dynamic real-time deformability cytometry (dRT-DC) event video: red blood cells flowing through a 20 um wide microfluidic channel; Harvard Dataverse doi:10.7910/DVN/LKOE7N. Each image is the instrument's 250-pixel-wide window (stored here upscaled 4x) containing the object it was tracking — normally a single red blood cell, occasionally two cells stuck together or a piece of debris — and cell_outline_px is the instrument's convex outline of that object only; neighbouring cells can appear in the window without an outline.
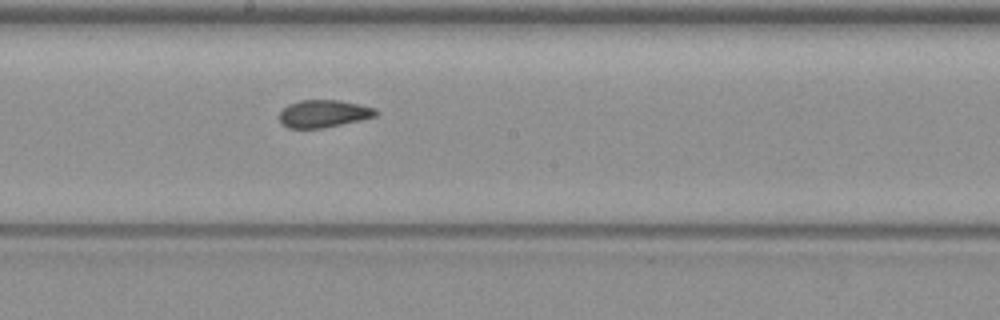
{"species": "common noctule bat (a hibernating species)", "species_latin": "Nyctalus noctula", "temperature_condition": "warm", "stored_images_in_passage": 10, "camera_frame_rate_fps": 3000, "um_per_image_px": 0.085, "animal": {"sex": "female", "body_mass_g": 19.3, "forearm_length_mm": 54.1}, "frame": {"image": 1, "passage_image": 10, "time_ms": 12.0, "image_size_px": [1000, 320], "cell_outline_px": [[380, 112], [376, 116], [360, 120], [324, 128], [288, 128], [280, 124], [280, 112], [288, 104], [300, 100], [340, 100], [360, 104], [376, 108]], "centroid_in_image_um": [27.52, 9.66], "position_along_channel_um": 220.7, "area_um2": 15.61}}